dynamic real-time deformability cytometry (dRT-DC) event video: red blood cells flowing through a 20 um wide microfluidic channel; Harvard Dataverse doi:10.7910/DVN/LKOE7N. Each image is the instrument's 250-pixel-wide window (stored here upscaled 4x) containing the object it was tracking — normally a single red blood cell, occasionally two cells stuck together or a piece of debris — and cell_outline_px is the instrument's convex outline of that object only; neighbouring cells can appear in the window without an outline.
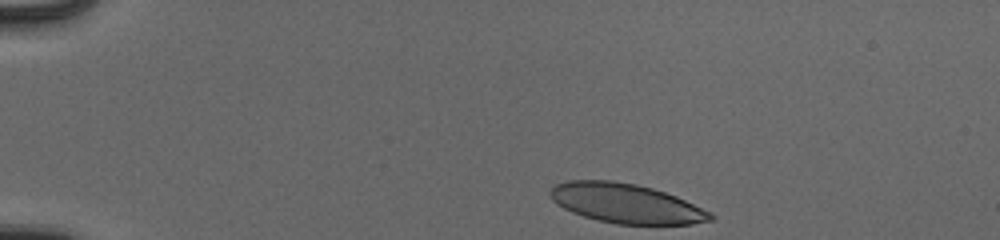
{"species": "human", "species_latin": "Homo sapiens", "temperature_condition": "cold", "stored_images_in_passage": 44, "camera_frame_rate_fps": 3000, "um_per_image_px": 0.085, "donor": {"sex": "male"}, "frame": {"image": 1, "passage_image": 1, "time_ms": 0.0, "image_size_px": [1000, 240], "cell_outline_px": [[716, 216], [712, 220], [692, 224], [616, 224], [584, 216], [572, 212], [556, 204], [552, 200], [548, 192], [556, 184], [568, 180], [612, 180], [636, 184], [652, 188], [676, 196], [712, 212]], "centroid_in_image_um": [53.22, 17.28], "position_along_channel_um": 31.8, "area_um2": 36.88}}
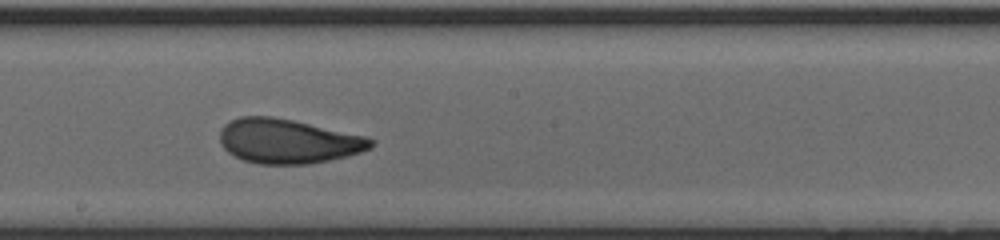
{"frame": {"image": 2, "passage_image": 22, "time_ms": 7.0, "image_size_px": [1000, 240], "cell_outline_px": [[372, 148], [348, 156], [308, 164], [260, 164], [244, 160], [228, 152], [220, 144], [220, 128], [228, 120], [240, 116], [272, 116], [292, 120], [364, 136], [372, 140]], "centroid_in_image_um": [24.42, 11.99], "position_along_channel_um": 223.8, "area_um2": 38.96}}
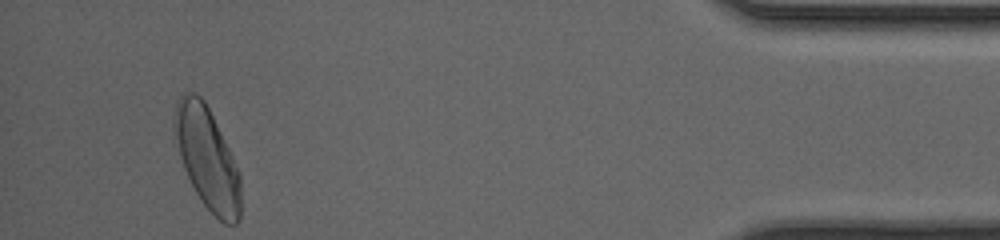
{"frame": {"image": 3, "passage_image": 41, "time_ms": 13.333, "image_size_px": [1000, 240], "cell_outline_px": [[240, 220], [236, 224], [224, 224], [200, 200], [184, 168], [172, 136], [172, 120], [176, 100], [184, 92], [196, 92], [204, 100], [240, 172]], "centroid_in_image_um": [17.57, 13.41], "position_along_channel_um": 417.6, "area_um2": 39.42}, "authors_computed_cell_mechanics": {"area_um2": 38.5237, "velocity_mm_per_s": 3.96, "shape_relaxation_time_tau1_ms": 4.0442, "shape_relaxation_time_tau2_ms": 1.1047, "deformation_change_tau1": 0.1604, "deformation_change_tau2": 0.0728}}